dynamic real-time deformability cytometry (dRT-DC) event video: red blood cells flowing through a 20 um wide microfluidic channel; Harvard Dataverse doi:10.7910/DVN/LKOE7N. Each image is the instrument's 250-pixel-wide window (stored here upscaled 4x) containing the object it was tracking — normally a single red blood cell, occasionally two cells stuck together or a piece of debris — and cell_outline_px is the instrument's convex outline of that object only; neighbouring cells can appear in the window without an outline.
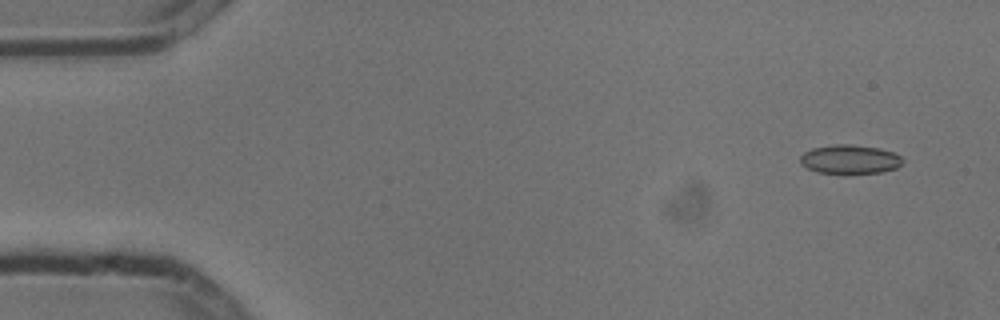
{"species": "common noctule bat (a hibernating species)", "species_latin": "Nyctalus noctula", "temperature_condition": "cold", "stored_images_in_passage": 5, "camera_frame_rate_fps": 3000, "um_per_image_px": 0.085, "animal": {"sex": "male", "body_mass_g": 13.3}, "frame": {"image": 1, "passage_image": 1, "time_ms": 0.0, "image_size_px": [1000, 320], "cell_outline_px": [[904, 160], [896, 168], [880, 172], [848, 176], [844, 176], [816, 172], [800, 164], [800, 156], [804, 152], [812, 148], [836, 144], [848, 144], [880, 148], [892, 152], [900, 156]], "centroid_in_image_um": [72.2, 13.59], "position_along_channel_um": 12.8, "area_um2": 17.92}}
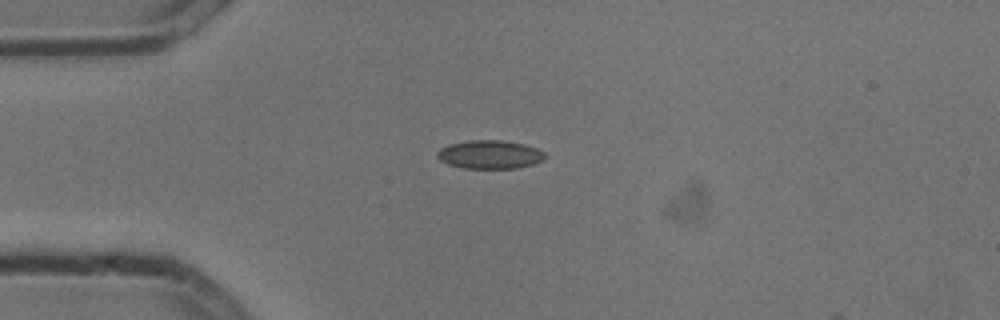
{"frame": {"image": 2, "passage_image": 3, "time_ms": 0.667, "image_size_px": [1000, 320], "cell_outline_px": [[544, 160], [532, 164], [516, 168], [464, 168], [448, 164], [440, 160], [436, 156], [436, 152], [440, 148], [448, 144], [468, 140], [500, 140], [524, 144], [536, 148], [544, 152]], "centroid_in_image_um": [41.59, 13.13], "position_along_channel_um": 43.4, "area_um2": 17.86}}
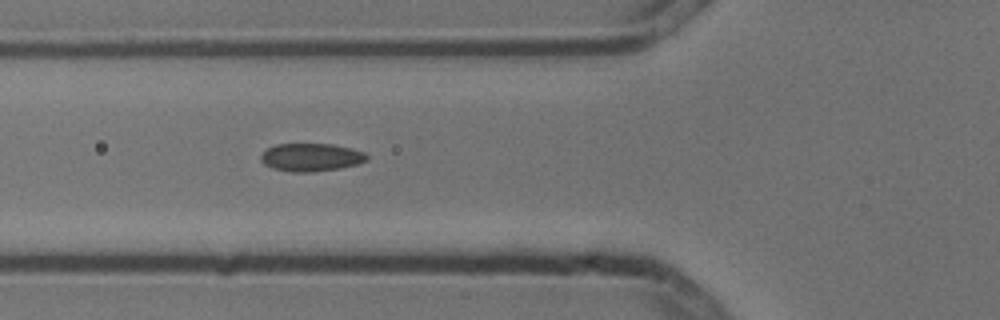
{"frame": {"image": 3, "passage_image": 5, "time_ms": 1.333, "image_size_px": [1000, 320], "cell_outline_px": [[368, 160], [356, 164], [340, 168], [312, 172], [292, 172], [272, 168], [264, 164], [260, 160], [260, 156], [268, 148], [276, 144], [332, 144], [352, 148], [364, 152], [368, 156]], "centroid_in_image_um": [26.44, 13.37], "position_along_channel_um": 99.4, "area_um2": 17.28}}